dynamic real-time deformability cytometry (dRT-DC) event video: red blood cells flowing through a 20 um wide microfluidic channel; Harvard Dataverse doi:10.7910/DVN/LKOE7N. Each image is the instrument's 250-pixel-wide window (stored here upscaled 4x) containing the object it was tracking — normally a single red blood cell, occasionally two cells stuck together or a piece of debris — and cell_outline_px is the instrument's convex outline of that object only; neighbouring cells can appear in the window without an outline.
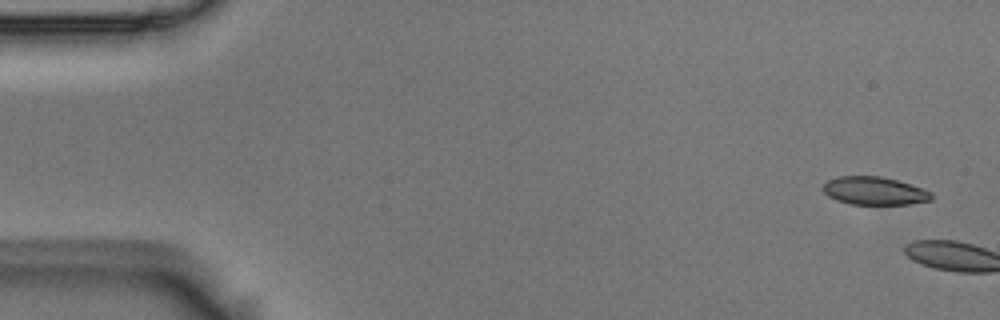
{"species": "Egyptian fruit bat (a non-hibernating species)", "species_latin": "Rousettus aegyptiacus", "temperature_condition": "room temperature", "stored_images_in_passage": 2, "camera_frame_rate_fps": 3000, "um_per_image_px": 0.085, "animal": {"sex": "male"}, "frame": {"image": 1, "passage_image": 1, "time_ms": 0.0, "image_size_px": [1000, 320], "cell_outline_px": [[932, 200], [908, 204], [852, 204], [836, 200], [828, 196], [824, 192], [824, 184], [828, 180], [836, 176], [880, 176], [912, 184], [932, 192]], "centroid_in_image_um": [74.33, 16.22], "position_along_channel_um": 10.7, "area_um2": 17.69}}